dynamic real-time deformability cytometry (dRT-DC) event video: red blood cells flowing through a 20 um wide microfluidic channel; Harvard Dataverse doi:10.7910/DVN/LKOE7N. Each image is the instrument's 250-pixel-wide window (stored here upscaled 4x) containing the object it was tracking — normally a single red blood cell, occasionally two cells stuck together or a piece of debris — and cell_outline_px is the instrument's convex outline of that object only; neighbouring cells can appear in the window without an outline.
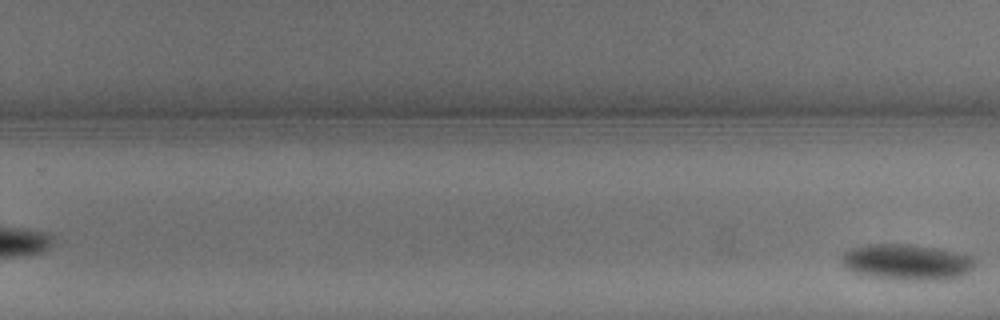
{"species": "common noctule bat (a hibernating species)", "species_latin": "Nyctalus noctula", "temperature_condition": "warm", "stored_images_in_passage": 18, "segment_of_instrument_passage": [2, 2], "camera_frame_rate_fps": 3000, "um_per_image_px": 0.085, "animal": {"sex": "male", "body_mass_g": 13.3}, "frame": {"image": 1, "passage_image": 18, "time_ms": 5.667, "image_size_px": [1000, 320], "cell_outline_px": [[976, 264], [964, 276], [948, 280], [900, 280], [872, 276], [848, 272], [844, 268], [840, 260], [840, 256], [844, 252], [860, 244], [912, 244], [936, 248], [976, 256]], "centroid_in_image_um": [77.08, 22.28], "position_along_channel_um": 252.7, "area_um2": 28.67}}